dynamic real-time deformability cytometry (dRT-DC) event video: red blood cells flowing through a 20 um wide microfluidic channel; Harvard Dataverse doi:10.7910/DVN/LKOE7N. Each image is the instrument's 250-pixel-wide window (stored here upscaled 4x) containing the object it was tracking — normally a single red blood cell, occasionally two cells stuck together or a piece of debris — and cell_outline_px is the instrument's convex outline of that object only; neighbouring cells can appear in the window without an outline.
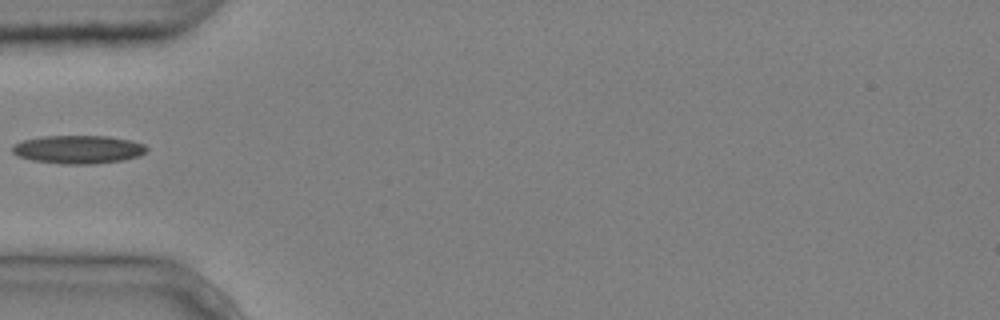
{"species": "common noctule bat (a hibernating species)", "species_latin": "Nyctalus noctula", "temperature_condition": "cold", "stored_images_in_passage": 2, "camera_frame_rate_fps": 3000, "um_per_image_px": 0.085, "animal": {"sex": "male", "body_mass_g": 20.4}, "frame": {"image": 1, "passage_image": 2, "time_ms": 0.333, "image_size_px": [1000, 320], "cell_outline_px": [[148, 148], [140, 156], [124, 160], [92, 164], [60, 164], [32, 160], [20, 156], [12, 152], [12, 144], [24, 140], [44, 136], [108, 136], [132, 140], [144, 144]], "centroid_in_image_um": [6.67, 12.7], "position_along_channel_um": 78.3, "area_um2": 22.2}}